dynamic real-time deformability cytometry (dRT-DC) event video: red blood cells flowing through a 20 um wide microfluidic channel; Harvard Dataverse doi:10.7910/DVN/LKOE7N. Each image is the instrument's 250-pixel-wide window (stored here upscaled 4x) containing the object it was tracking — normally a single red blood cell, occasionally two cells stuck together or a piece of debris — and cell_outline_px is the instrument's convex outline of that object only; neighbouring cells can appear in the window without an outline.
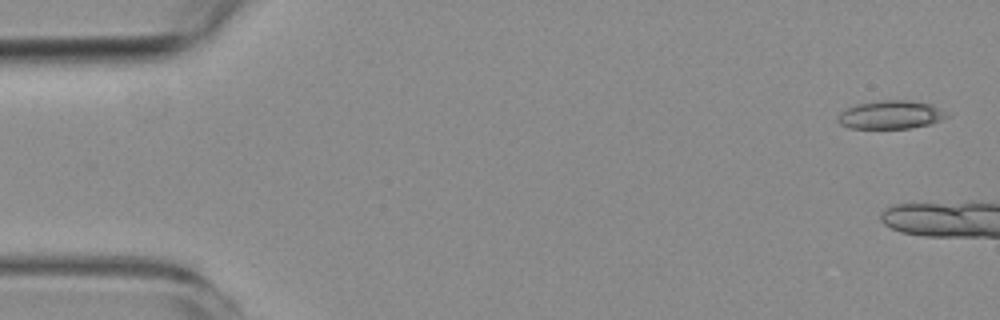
{"species": "common noctule bat (a hibernating species)", "species_latin": "Nyctalus noctula", "temperature_condition": "room temperature", "stored_images_in_passage": 3, "camera_frame_rate_fps": 3000, "um_per_image_px": 0.085, "animal": {"sex": "female", "body_mass_g": 19.3, "forearm_length_mm": 54.1}, "frame": {"image": 1, "passage_image": 1, "time_ms": 0.0, "image_size_px": [1000, 320], "cell_outline_px": [[948, 116], [940, 120], [928, 124], [908, 128], [848, 128], [840, 124], [836, 120], [836, 116], [844, 108], [856, 104], [880, 100], [908, 100], [932, 104], [948, 112]], "centroid_in_image_um": [75.66, 9.74], "position_along_channel_um": 9.3, "area_um2": 18.15}}